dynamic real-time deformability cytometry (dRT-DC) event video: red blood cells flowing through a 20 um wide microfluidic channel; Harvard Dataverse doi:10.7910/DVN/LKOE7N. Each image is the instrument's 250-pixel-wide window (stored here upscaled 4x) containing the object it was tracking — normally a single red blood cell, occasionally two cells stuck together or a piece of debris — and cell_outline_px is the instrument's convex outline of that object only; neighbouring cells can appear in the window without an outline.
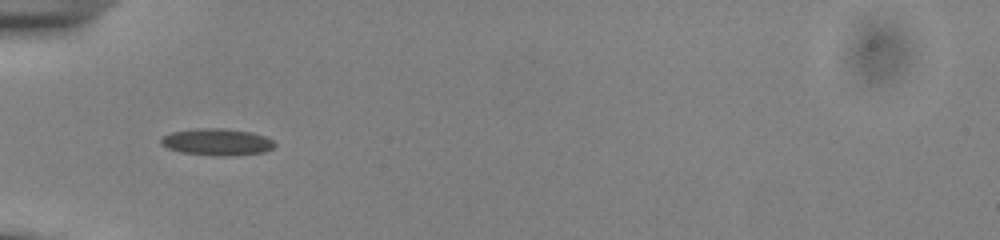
{"species": "common noctule bat (a hibernating species)", "species_latin": "Nyctalus noctula", "temperature_condition": "cold", "stored_images_in_passage": 38, "camera_frame_rate_fps": 3000, "um_per_image_px": 0.085, "animal": {"sex": "male", "body_mass_g": 13.0, "forearm_length_mm": 53.1}, "frame": {"image": 1, "passage_image": 4, "time_ms": 1.0, "image_size_px": [1000, 240], "cell_outline_px": [[276, 144], [272, 148], [264, 152], [232, 156], [216, 156], [180, 152], [168, 148], [160, 144], [160, 140], [164, 136], [172, 132], [196, 128], [224, 128], [252, 132], [264, 136], [272, 140]], "centroid_in_image_um": [18.44, 12.07], "position_along_channel_um": 66.6, "area_um2": 17.86}}
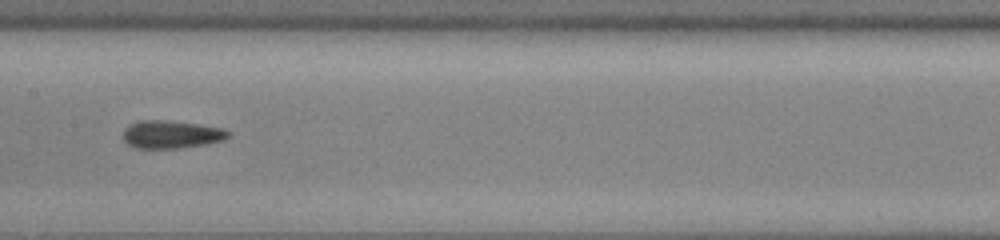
{"frame": {"image": 2, "passage_image": 14, "time_ms": 4.333, "image_size_px": [1000, 240], "cell_outline_px": [[232, 132], [224, 140], [204, 144], [176, 148], [136, 148], [128, 144], [124, 140], [124, 128], [128, 124], [140, 120], [164, 120], [196, 124], [224, 128]], "centroid_in_image_um": [14.55, 11.42], "position_along_channel_um": 192.8, "area_um2": 16.99}}
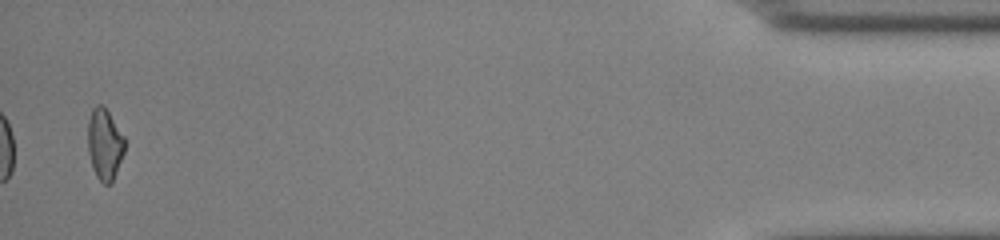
{"frame": {"image": 3, "passage_image": 38, "time_ms": 12.333, "image_size_px": [1000, 240], "cell_outline_px": [[124, 152], [112, 184], [104, 184], [96, 176], [92, 168], [88, 152], [88, 120], [92, 108], [96, 104], [104, 104], [124, 136]], "centroid_in_image_um": [8.88, 12.24], "position_along_channel_um": 426.3, "area_um2": 15.49}, "authors_computed_cell_mechanics": {"area_um2": 16.5019, "velocity_mm_per_s": 3.8877, "shape_relaxation_time_tau1_ms": 7.8048, "shape_relaxation_time_tau2_ms": 2.6611, "deformation_change_tau1": 0.1382, "deformation_change_tau2": 0.0994}}